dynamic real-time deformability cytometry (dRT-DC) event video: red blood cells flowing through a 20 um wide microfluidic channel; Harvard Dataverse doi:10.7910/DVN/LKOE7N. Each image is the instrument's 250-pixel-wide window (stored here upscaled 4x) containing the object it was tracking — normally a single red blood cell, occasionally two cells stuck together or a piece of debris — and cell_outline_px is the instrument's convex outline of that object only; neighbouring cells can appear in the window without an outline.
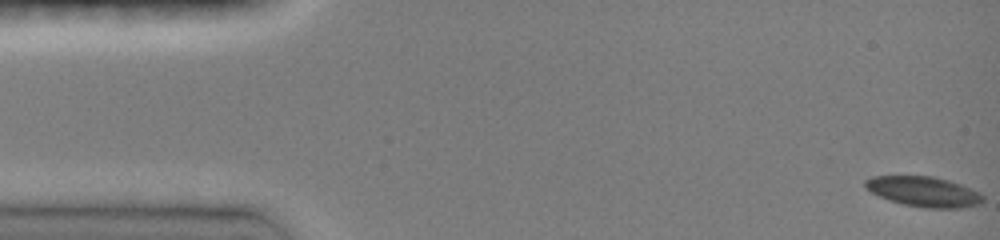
{"species": "common noctule bat (a hibernating species)", "species_latin": "Nyctalus noctula", "temperature_condition": "room temperature", "stored_images_in_passage": 47, "camera_frame_rate_fps": 3000, "um_per_image_px": 0.085, "animal": {"sex": "female", "body_mass_g": 19.0, "forearm_length_mm": 51.5}, "frame": {"image": 1, "passage_image": 1, "time_ms": 0.0, "image_size_px": [1000, 240], "cell_outline_px": [[984, 200], [980, 204], [960, 208], [924, 208], [904, 204], [888, 200], [864, 188], [864, 180], [872, 176], [932, 176], [948, 180], [960, 184], [980, 192], [984, 196]], "centroid_in_image_um": [78.52, 16.29], "position_along_channel_um": 6.5, "area_um2": 20.75}}
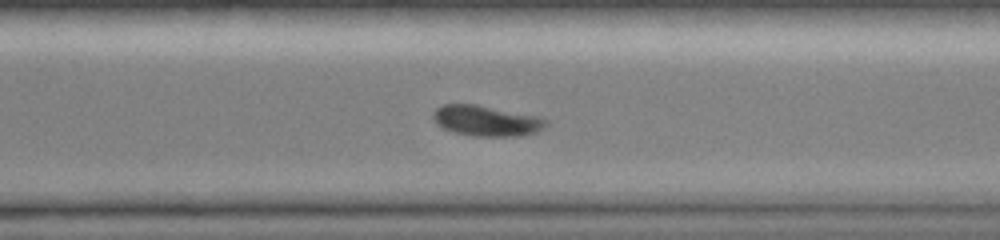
{"frame": {"image": 2, "passage_image": 34, "time_ms": 11.0, "image_size_px": [1000, 240], "cell_outline_px": [[548, 124], [544, 128], [536, 132], [520, 136], [472, 136], [456, 132], [444, 128], [436, 124], [432, 116], [432, 112], [440, 104], [476, 104], [536, 116], [548, 120]], "centroid_in_image_um": [41.32, 10.26], "position_along_channel_um": 329.3, "area_um2": 20.11}}
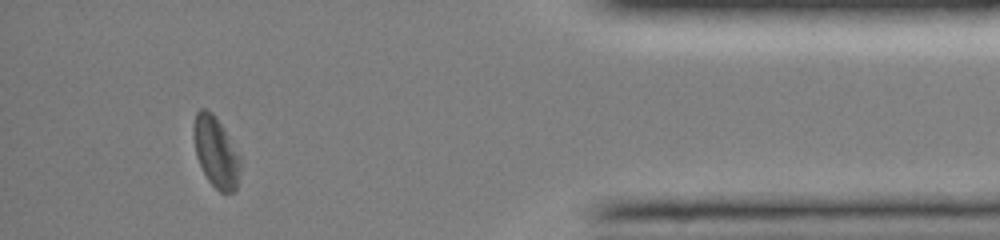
{"frame": {"image": 3, "passage_image": 43, "time_ms": 14.0, "image_size_px": [1000, 240], "cell_outline_px": [[240, 168], [236, 188], [232, 192], [220, 192], [208, 180], [196, 156], [192, 132], [192, 128], [196, 112], [200, 108], [204, 108], [212, 112], [216, 116], [240, 156]], "centroid_in_image_um": [18.32, 12.88], "position_along_channel_um": 416.9, "area_um2": 19.13}, "authors_computed_cell_mechanics": {"area_um2": 20.7502, "velocity_mm_per_s": 4.0735, "shape_relaxation_time_tau1_ms": 1.3646, "shape_relaxation_time_tau2_ms": null, "deformation_change_tau1": 0.097, "deformation_change_tau2": null}}